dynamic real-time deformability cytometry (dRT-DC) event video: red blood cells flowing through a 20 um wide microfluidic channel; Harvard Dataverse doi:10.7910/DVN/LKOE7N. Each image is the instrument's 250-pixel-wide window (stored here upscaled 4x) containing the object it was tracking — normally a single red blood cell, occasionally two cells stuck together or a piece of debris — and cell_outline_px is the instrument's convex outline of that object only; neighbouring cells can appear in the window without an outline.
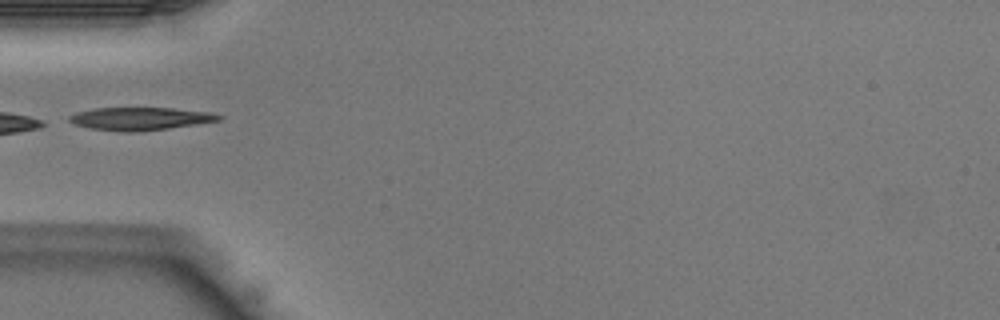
{"species": "Egyptian fruit bat (a non-hibernating species)", "species_latin": "Rousettus aegyptiacus", "temperature_condition": "warm", "stored_images_in_passage": 29, "camera_frame_rate_fps": 3000, "um_per_image_px": 0.085, "animal": {"sex": "male"}, "frame": {"image": 1, "passage_image": 1, "time_ms": 0.0, "image_size_px": [1000, 320], "cell_outline_px": [[224, 116], [220, 120], [196, 124], [168, 128], [136, 132], [120, 132], [88, 128], [76, 124], [68, 120], [68, 116], [76, 112], [92, 108], [172, 108], [212, 112]], "centroid_in_image_um": [11.9, 10.09], "position_along_channel_um": 73.1, "area_um2": 20.0}}